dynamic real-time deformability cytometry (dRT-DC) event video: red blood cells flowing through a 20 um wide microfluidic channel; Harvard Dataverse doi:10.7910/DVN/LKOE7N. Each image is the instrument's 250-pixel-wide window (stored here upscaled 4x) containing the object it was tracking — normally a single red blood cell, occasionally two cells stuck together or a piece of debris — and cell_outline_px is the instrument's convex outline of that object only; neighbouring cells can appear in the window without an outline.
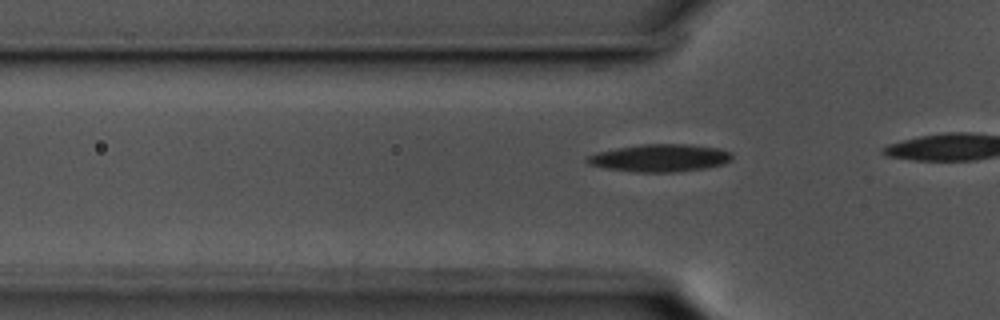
{"species": "common noctule bat (a hibernating species)", "species_latin": "Nyctalus noctula", "temperature_condition": "cold", "stored_images_in_passage": 13, "camera_frame_rate_fps": 3000, "um_per_image_px": 0.085, "animal": {"sex": "male", "body_mass_g": 17.5, "forearm_length_mm": 52.3}, "frame": {"image": 1, "passage_image": 10, "time_ms": 3.0, "image_size_px": [1000, 320], "cell_outline_px": [[732, 160], [724, 164], [708, 168], [672, 172], [636, 172], [604, 168], [588, 164], [584, 160], [588, 156], [596, 152], [616, 148], [640, 144], [688, 144], [720, 148], [732, 152]], "centroid_in_image_um": [56.11, 13.42], "position_along_channel_um": 69.7, "area_um2": 23.52}}